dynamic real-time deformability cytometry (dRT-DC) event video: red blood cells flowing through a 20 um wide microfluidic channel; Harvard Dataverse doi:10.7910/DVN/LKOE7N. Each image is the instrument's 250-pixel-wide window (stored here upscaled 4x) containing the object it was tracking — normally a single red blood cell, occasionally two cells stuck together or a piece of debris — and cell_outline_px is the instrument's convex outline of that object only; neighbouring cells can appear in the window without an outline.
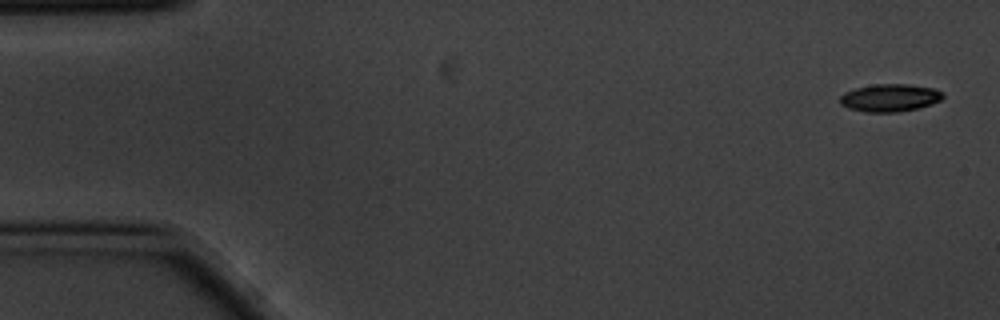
{"species": "common noctule bat (a hibernating species)", "species_latin": "Nyctalus noctula", "temperature_condition": "cold", "stored_images_in_passage": 5, "camera_frame_rate_fps": 3000, "um_per_image_px": 0.085, "animal": {"sex": "male", "body_mass_g": 20.1, "forearm_length_mm": 53.5}, "frame": {"image": 1, "passage_image": 1, "time_ms": 0.0, "image_size_px": [1000, 320], "cell_outline_px": [[944, 96], [940, 100], [916, 108], [896, 112], [864, 112], [848, 108], [840, 104], [840, 96], [844, 92], [856, 88], [872, 84], [908, 84], [936, 88]], "centroid_in_image_um": [75.59, 8.3], "position_along_channel_um": 9.4, "area_um2": 16.47}}
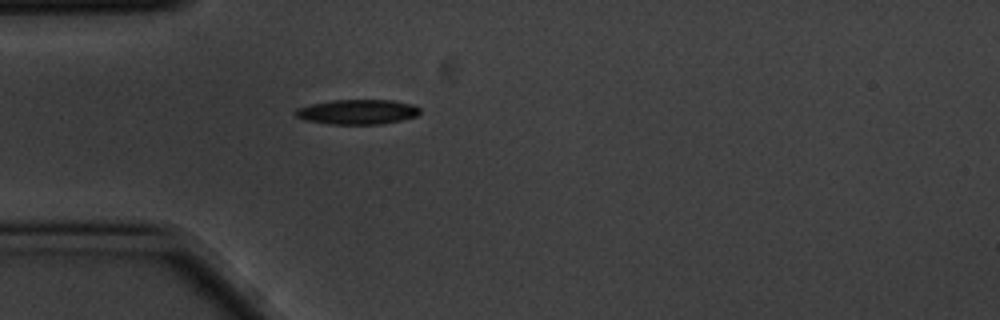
{"frame": {"image": 2, "passage_image": 5, "time_ms": 1.333, "image_size_px": [1000, 320], "cell_outline_px": [[420, 112], [416, 116], [384, 124], [328, 124], [304, 120], [296, 116], [296, 108], [312, 104], [332, 100], [392, 100], [412, 104], [420, 108]], "centroid_in_image_um": [30.39, 9.51], "position_along_channel_um": 54.6, "area_um2": 17.98}}